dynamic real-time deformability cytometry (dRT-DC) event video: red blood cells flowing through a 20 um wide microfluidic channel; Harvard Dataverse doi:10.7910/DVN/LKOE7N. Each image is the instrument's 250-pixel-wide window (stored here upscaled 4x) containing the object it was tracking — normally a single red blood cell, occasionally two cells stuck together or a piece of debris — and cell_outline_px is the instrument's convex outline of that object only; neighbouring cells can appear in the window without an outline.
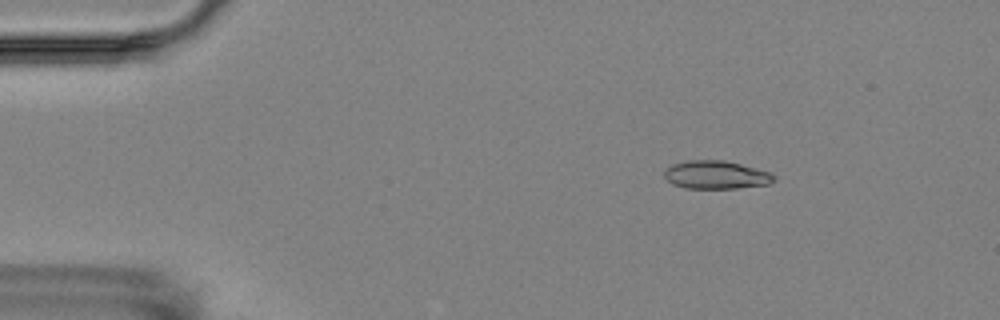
{"species": "Egyptian fruit bat (a non-hibernating species)", "species_latin": "Rousettus aegyptiacus", "temperature_condition": "room temperature", "stored_images_in_passage": 8, "camera_frame_rate_fps": 3000, "um_per_image_px": 0.085, "animal": {"sex": "female"}, "frame": {"image": 1, "passage_image": 2, "time_ms": 2.667, "image_size_px": [1000, 320], "cell_outline_px": [[776, 180], [768, 184], [736, 188], [684, 188], [672, 184], [664, 176], [664, 172], [672, 164], [688, 160], [724, 160], [772, 172], [776, 176]], "centroid_in_image_um": [60.89, 14.86], "position_along_channel_um": 24.1, "area_um2": 18.03}}
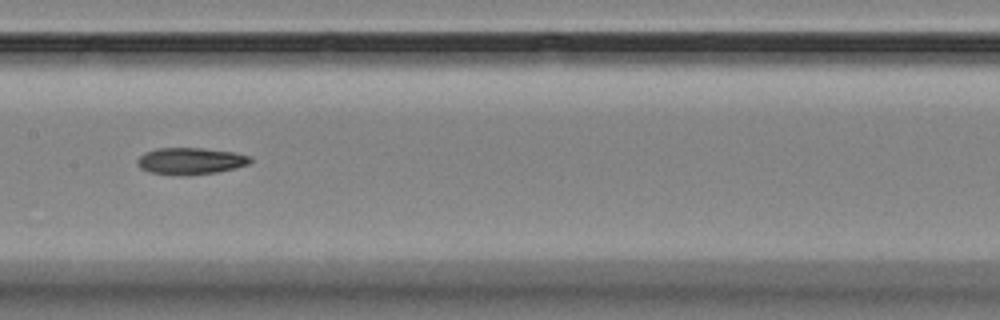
{"frame": {"image": 2, "passage_image": 8, "time_ms": 9.333, "image_size_px": [1000, 320], "cell_outline_px": [[252, 160], [248, 164], [236, 168], [216, 172], [188, 176], [176, 176], [148, 172], [140, 168], [136, 164], [136, 160], [144, 152], [156, 148], [204, 148], [236, 152], [252, 156]], "centroid_in_image_um": [16.18, 13.69], "position_along_channel_um": 191.2, "area_um2": 18.09}}